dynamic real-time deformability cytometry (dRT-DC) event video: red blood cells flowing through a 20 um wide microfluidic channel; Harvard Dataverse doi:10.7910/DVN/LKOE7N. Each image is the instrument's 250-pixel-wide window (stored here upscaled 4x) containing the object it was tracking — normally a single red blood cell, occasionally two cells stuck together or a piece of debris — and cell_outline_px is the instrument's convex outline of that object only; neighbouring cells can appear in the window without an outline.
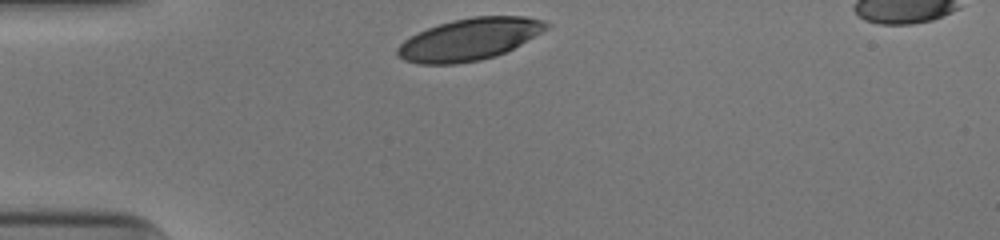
{"species": "human", "species_latin": "Homo sapiens", "temperature_condition": "cold", "stored_images_in_passage": 29, "camera_frame_rate_fps": 3000, "um_per_image_px": 0.085, "donor": {"sex": "male"}, "frame": {"image": 1, "passage_image": 1, "time_ms": 0.0, "image_size_px": [1000, 240], "cell_outline_px": [[552, 24], [548, 28], [520, 44], [496, 56], [480, 60], [456, 64], [416, 64], [404, 60], [396, 56], [396, 48], [404, 40], [428, 28], [452, 20], [472, 16], [524, 16], [544, 20]], "centroid_in_image_um": [39.88, 3.34], "position_along_channel_um": 45.1, "area_um2": 36.3}}
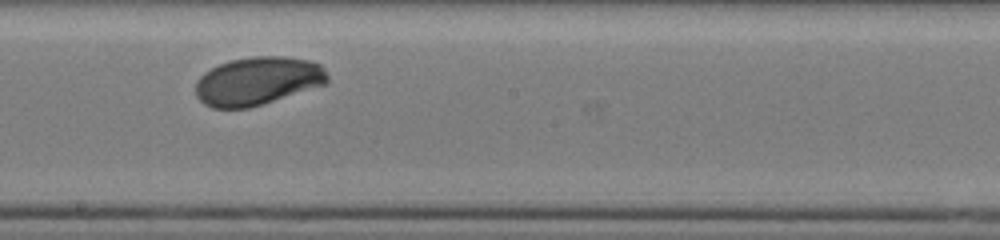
{"frame": {"image": 2, "passage_image": 17, "time_ms": 5.333, "image_size_px": [1000, 240], "cell_outline_px": [[328, 84], [248, 108], [212, 108], [204, 104], [196, 96], [196, 80], [204, 72], [220, 64], [232, 60], [252, 56], [284, 56], [308, 60], [320, 64], [324, 68], [328, 76]], "centroid_in_image_um": [21.91, 6.88], "position_along_channel_um": 226.3, "area_um2": 37.11}}
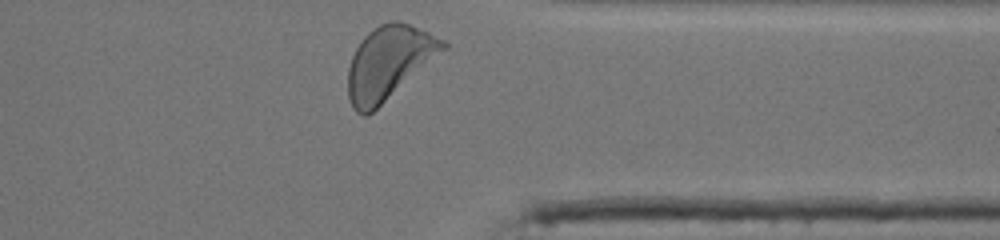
{"frame": {"image": 3, "passage_image": 29, "time_ms": 9.333, "image_size_px": [1000, 240], "cell_outline_px": [[448, 48], [368, 116], [364, 116], [356, 112], [352, 108], [348, 96], [348, 68], [352, 56], [356, 48], [364, 36], [372, 28], [380, 24], [392, 20], [400, 20], [444, 40], [448, 44]], "centroid_in_image_um": [33.04, 5.34], "position_along_channel_um": 378.4, "area_um2": 40.58}, "authors_computed_cell_mechanics": {"area_um2": 37.1076, "velocity_mm_per_s": 3.9061, "shape_relaxation_time_tau1_ms": 2.4141, "shape_relaxation_time_tau2_ms": null, "deformation_change_tau1": 0.1444, "deformation_change_tau2": null}}